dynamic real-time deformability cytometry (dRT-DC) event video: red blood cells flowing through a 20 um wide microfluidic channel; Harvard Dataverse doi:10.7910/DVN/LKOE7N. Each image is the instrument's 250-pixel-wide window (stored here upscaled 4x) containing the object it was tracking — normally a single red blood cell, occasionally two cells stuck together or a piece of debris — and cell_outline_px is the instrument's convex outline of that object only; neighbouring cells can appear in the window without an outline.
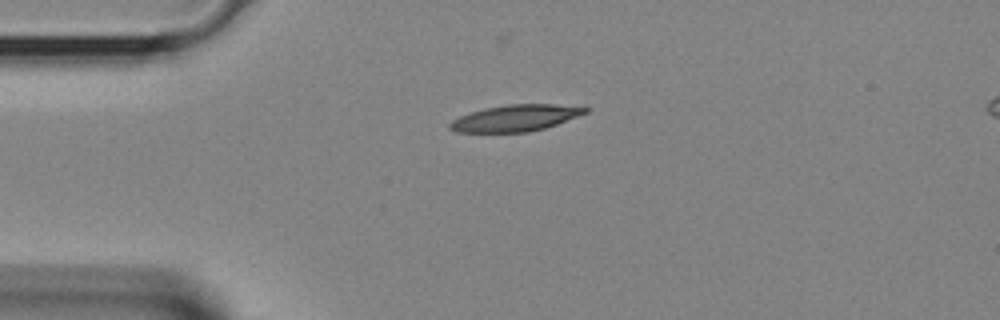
{"species": "Egyptian fruit bat (a non-hibernating species)", "species_latin": "Rousettus aegyptiacus", "temperature_condition": "room temperature", "stored_images_in_passage": 31, "camera_frame_rate_fps": 3000, "um_per_image_px": 0.085, "animal": {"sex": "female"}, "frame": {"image": 1, "passage_image": 1, "time_ms": 0.0, "image_size_px": [1000, 320], "cell_outline_px": [[592, 108], [588, 112], [556, 124], [544, 128], [528, 132], [456, 132], [448, 128], [448, 124], [452, 120], [460, 116], [484, 108], [508, 104], [552, 104]], "centroid_in_image_um": [43.79, 10.03], "position_along_channel_um": 41.2, "area_um2": 20.75}}
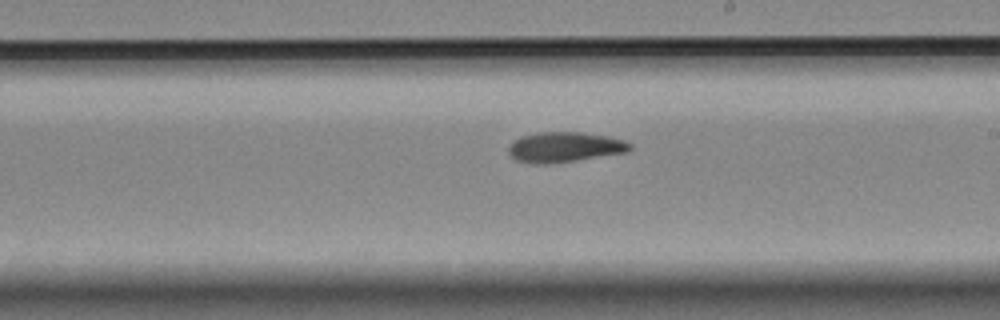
{"frame": {"image": 2, "passage_image": 14, "time_ms": 4.333, "image_size_px": [1000, 320], "cell_outline_px": [[632, 148], [628, 152], [576, 160], [548, 164], [532, 164], [516, 160], [508, 152], [508, 144], [520, 136], [540, 132], [580, 132], [608, 136], [632, 144]], "centroid_in_image_um": [47.95, 12.5], "position_along_channel_um": 241.0, "area_um2": 21.39}}
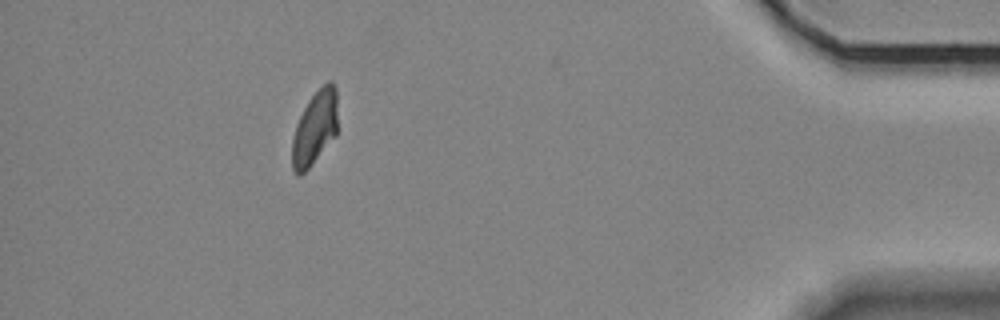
{"frame": {"image": 3, "passage_image": 27, "time_ms": 8.667, "image_size_px": [1000, 320], "cell_outline_px": [[336, 136], [308, 168], [300, 176], [296, 176], [292, 168], [292, 140], [296, 124], [308, 100], [328, 80], [332, 80], [336, 88]], "centroid_in_image_um": [26.75, 10.89], "position_along_channel_um": 408.5, "area_um2": 19.48}}